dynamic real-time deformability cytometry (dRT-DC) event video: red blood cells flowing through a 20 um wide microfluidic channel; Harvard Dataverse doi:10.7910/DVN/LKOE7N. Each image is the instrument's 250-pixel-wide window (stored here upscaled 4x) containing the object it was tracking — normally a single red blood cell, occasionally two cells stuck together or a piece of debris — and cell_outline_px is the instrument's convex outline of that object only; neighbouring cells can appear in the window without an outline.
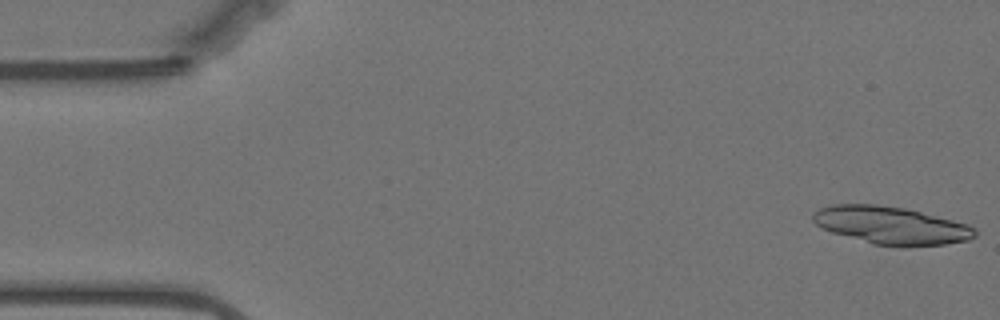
{"species": "Egyptian fruit bat (a non-hibernating species)", "species_latin": "Rousettus aegyptiacus", "temperature_condition": "warm", "stored_images_in_passage": 57, "camera_frame_rate_fps": 3000, "um_per_image_px": 0.085, "animal": {"sex": "female"}, "frame": {"image": 1, "passage_image": 1, "time_ms": 0.0, "image_size_px": [1000, 320], "cell_outline_px": [[976, 236], [968, 240], [944, 244], [872, 244], [832, 232], [820, 228], [812, 220], [812, 212], [820, 208], [832, 204], [876, 204], [904, 208], [968, 224], [976, 228]], "centroid_in_image_um": [75.68, 19.12], "position_along_channel_um": 9.3, "area_um2": 34.85}}
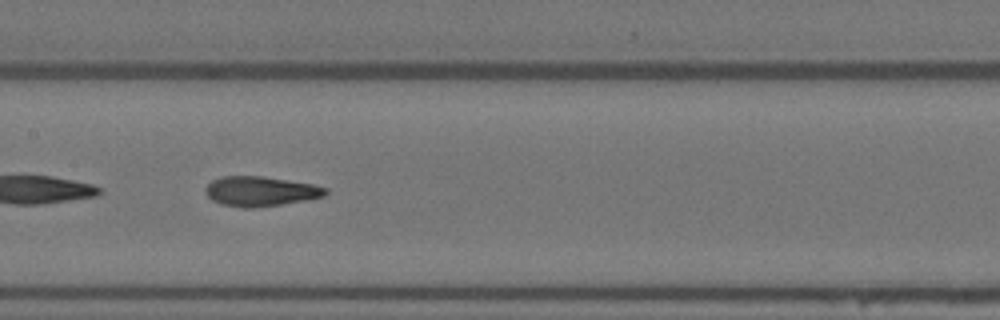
{"frame": {"image": 2, "passage_image": 27, "time_ms": 8.667, "image_size_px": [1000, 320], "cell_outline_px": [[328, 192], [324, 196], [308, 200], [252, 208], [244, 208], [220, 204], [212, 200], [204, 192], [204, 188], [212, 180], [220, 176], [264, 176], [312, 184], [328, 188]], "centroid_in_image_um": [22.12, 16.26], "position_along_channel_um": 185.3, "area_um2": 20.98}}
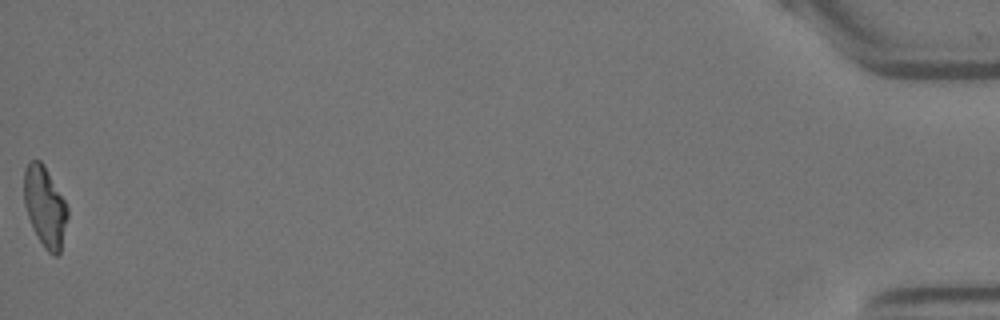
{"frame": {"image": 3, "passage_image": 57, "time_ms": 18.667, "image_size_px": [1000, 320], "cell_outline_px": [[68, 216], [60, 252], [56, 256], [52, 256], [44, 248], [28, 216], [24, 204], [24, 168], [32, 160], [40, 160], [44, 164], [64, 200], [68, 208]], "centroid_in_image_um": [3.82, 17.56], "position_along_channel_um": 431.4, "area_um2": 20.11}, "authors_computed_cell_mechanics": {"area_um2": 20.9236, "velocity_mm_per_s": 3.5144, "shape_relaxation_time_tau1_ms": 5.5191, "shape_relaxation_time_tau2_ms": 2.0034, "deformation_change_tau1": 0.2154, "deformation_change_tau2": 0.103}}